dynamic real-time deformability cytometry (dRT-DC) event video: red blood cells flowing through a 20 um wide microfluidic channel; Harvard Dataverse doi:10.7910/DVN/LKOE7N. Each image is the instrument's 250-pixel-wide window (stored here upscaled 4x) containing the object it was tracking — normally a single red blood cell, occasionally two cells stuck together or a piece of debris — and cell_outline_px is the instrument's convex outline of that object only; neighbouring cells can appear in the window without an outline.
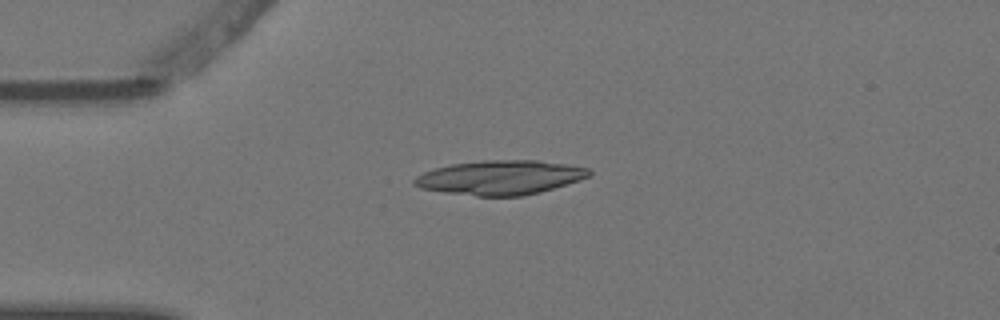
{"species": "Egyptian fruit bat (a non-hibernating species)", "species_latin": "Rousettus aegyptiacus", "temperature_condition": "warm", "stored_images_in_passage": 2, "camera_frame_rate_fps": 3000, "um_per_image_px": 0.085, "animal": {"sex": "female"}, "frame": {"image": 1, "passage_image": 1, "time_ms": 0.0, "image_size_px": [1000, 320], "cell_outline_px": [[592, 176], [580, 180], [540, 192], [524, 196], [476, 196], [444, 192], [420, 188], [412, 184], [412, 180], [416, 176], [424, 172], [436, 168], [452, 164], [480, 160], [540, 160], [588, 168], [592, 172]], "centroid_in_image_um": [42.52, 15.09], "position_along_channel_um": 42.5, "area_um2": 35.08}}